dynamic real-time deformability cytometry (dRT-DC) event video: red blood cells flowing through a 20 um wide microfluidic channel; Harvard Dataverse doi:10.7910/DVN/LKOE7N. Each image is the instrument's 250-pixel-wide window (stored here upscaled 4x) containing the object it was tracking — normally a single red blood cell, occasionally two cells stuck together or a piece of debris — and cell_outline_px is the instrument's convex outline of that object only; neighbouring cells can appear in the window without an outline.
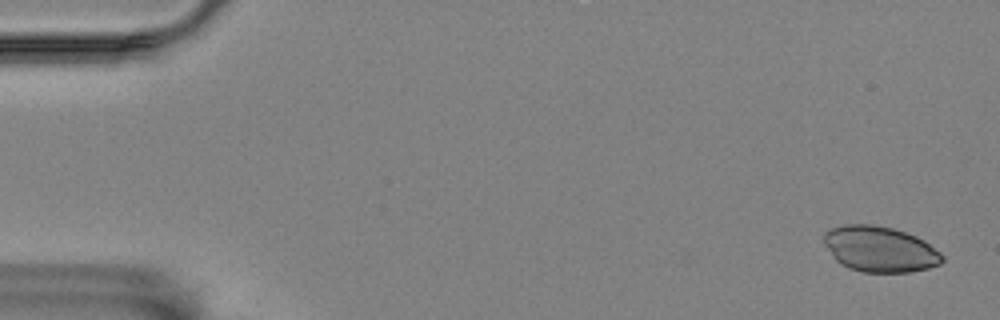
{"species": "Egyptian fruit bat (a non-hibernating species)", "species_latin": "Rousettus aegyptiacus", "temperature_condition": "room temperature", "stored_images_in_passage": 5, "camera_frame_rate_fps": 3000, "um_per_image_px": 0.085, "animal": {"sex": "female"}, "frame": {"image": 1, "passage_image": 1, "time_ms": 0.0, "image_size_px": [1000, 320], "cell_outline_px": [[944, 260], [940, 264], [928, 268], [908, 272], [864, 272], [848, 268], [840, 264], [832, 256], [824, 244], [824, 232], [832, 228], [844, 224], [872, 224], [892, 228], [916, 236], [924, 240], [940, 252], [944, 256]], "centroid_in_image_um": [74.78, 21.17], "position_along_channel_um": 10.2, "area_um2": 31.56}}